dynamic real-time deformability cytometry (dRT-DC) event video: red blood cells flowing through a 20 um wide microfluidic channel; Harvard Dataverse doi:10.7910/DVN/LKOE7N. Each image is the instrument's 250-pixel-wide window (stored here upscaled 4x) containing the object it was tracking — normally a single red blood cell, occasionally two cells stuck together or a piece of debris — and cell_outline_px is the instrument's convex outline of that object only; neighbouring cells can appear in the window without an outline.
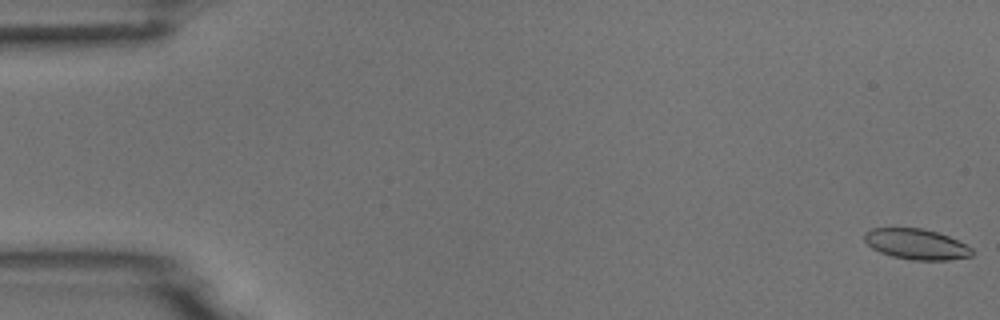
{"species": "common noctule bat (a hibernating species)", "species_latin": "Nyctalus noctula", "temperature_condition": "room temperature", "stored_images_in_passage": 55, "camera_frame_rate_fps": 3000, "um_per_image_px": 0.085, "animal": {"sex": "male", "body_mass_g": 18.8}, "frame": {"image": 1, "passage_image": 1, "time_ms": 0.0, "image_size_px": [1000, 320], "cell_outline_px": [[972, 256], [948, 260], [912, 260], [892, 256], [880, 252], [872, 248], [864, 240], [864, 232], [872, 228], [924, 228], [948, 236], [972, 248]], "centroid_in_image_um": [77.86, 20.75], "position_along_channel_um": 7.1, "area_um2": 19.07}}
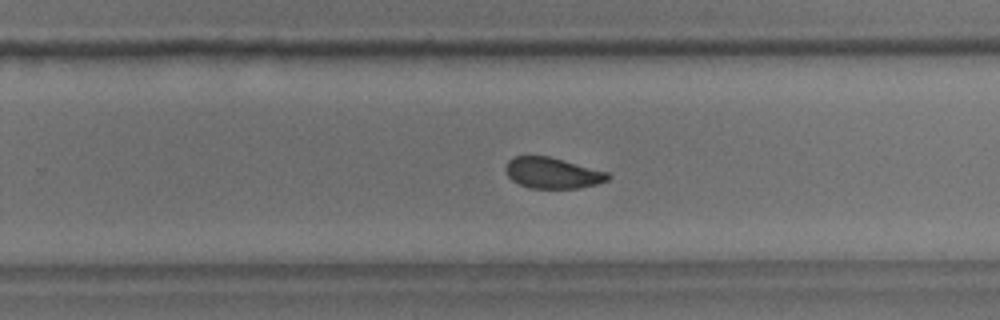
{"frame": {"image": 2, "passage_image": 35, "time_ms": 11.333, "image_size_px": [1000, 320], "cell_outline_px": [[612, 176], [608, 180], [596, 184], [580, 188], [528, 188], [512, 180], [508, 176], [504, 168], [508, 160], [512, 156], [548, 156], [564, 160], [608, 172]], "centroid_in_image_um": [46.95, 14.7], "position_along_channel_um": 282.8, "area_um2": 18.5}}
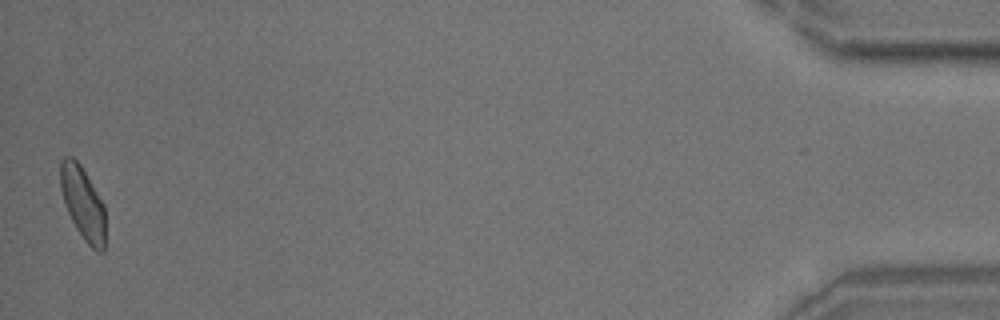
{"frame": {"image": 3, "passage_image": 54, "time_ms": 17.667, "image_size_px": [1000, 320], "cell_outline_px": [[104, 252], [96, 252], [84, 240], [76, 228], [68, 212], [60, 188], [60, 160], [64, 156], [72, 156], [80, 164], [104, 204]], "centroid_in_image_um": [7.03, 17.25], "position_along_channel_um": 428.2, "area_um2": 18.96}, "authors_computed_cell_mechanics": {"area_um2": 19.4208, "velocity_mm_per_s": 3.737, "shape_relaxation_time_tau1_ms": 4.4987, "shape_relaxation_time_tau2_ms": 1.7204, "deformation_change_tau1": 0.0977, "deformation_change_tau2": 0.0656}}